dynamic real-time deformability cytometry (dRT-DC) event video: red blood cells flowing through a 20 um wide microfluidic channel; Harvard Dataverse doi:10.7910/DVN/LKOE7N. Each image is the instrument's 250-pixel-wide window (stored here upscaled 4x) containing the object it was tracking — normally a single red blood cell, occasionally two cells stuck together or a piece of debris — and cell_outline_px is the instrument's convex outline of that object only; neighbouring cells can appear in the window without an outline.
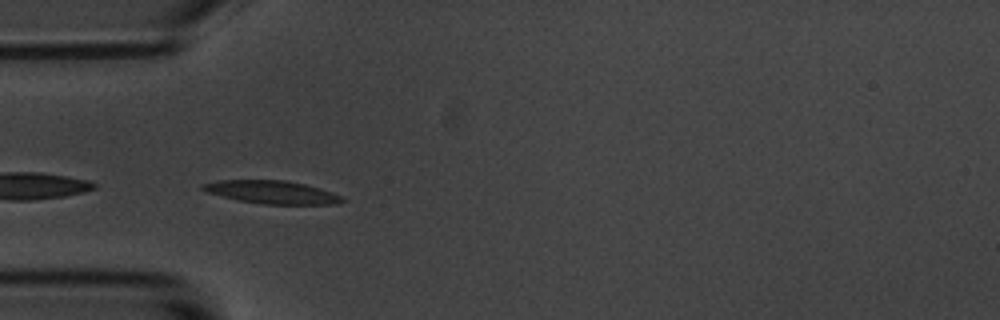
{"species": "common noctule bat (a hibernating species)", "species_latin": "Nyctalus noctula", "temperature_condition": "room temperature", "stored_images_in_passage": 10, "camera_frame_rate_fps": 3000, "um_per_image_px": 0.085, "animal": {"sex": "male", "body_mass_g": 20.1, "forearm_length_mm": 53.5}, "frame": {"image": 1, "passage_image": 1, "time_ms": 0.0, "image_size_px": [1000, 320], "cell_outline_px": [[344, 200], [336, 204], [264, 204], [236, 200], [208, 192], [200, 188], [200, 184], [220, 180], [284, 180], [304, 184], [320, 188], [340, 196]], "centroid_in_image_um": [23.06, 16.33], "position_along_channel_um": 61.9, "area_um2": 18.5}}